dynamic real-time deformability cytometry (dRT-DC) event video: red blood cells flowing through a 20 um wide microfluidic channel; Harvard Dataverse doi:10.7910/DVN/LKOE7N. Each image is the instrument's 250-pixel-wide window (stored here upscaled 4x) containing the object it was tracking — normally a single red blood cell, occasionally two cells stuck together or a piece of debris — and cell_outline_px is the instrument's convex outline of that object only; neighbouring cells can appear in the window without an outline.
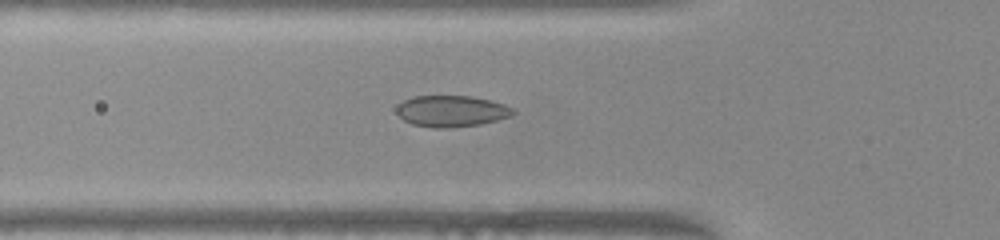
{"species": "common noctule bat (a hibernating species)", "species_latin": "Nyctalus noctula", "temperature_condition": "warm", "stored_images_in_passage": 50, "camera_frame_rate_fps": 3000, "um_per_image_px": 0.085, "animal": {"sex": "female", "body_mass_g": 22.0, "forearm_length_mm": 56.7}, "frame": {"image": 1, "passage_image": 16, "time_ms": 5.0, "image_size_px": [1000, 240], "cell_outline_px": [[516, 112], [512, 116], [480, 124], [448, 128], [432, 128], [412, 124], [404, 120], [396, 112], [396, 108], [404, 100], [412, 96], [468, 96], [488, 100], [504, 104], [512, 108]], "centroid_in_image_um": [38.36, 9.45], "position_along_channel_um": 87.4, "area_um2": 21.15}}
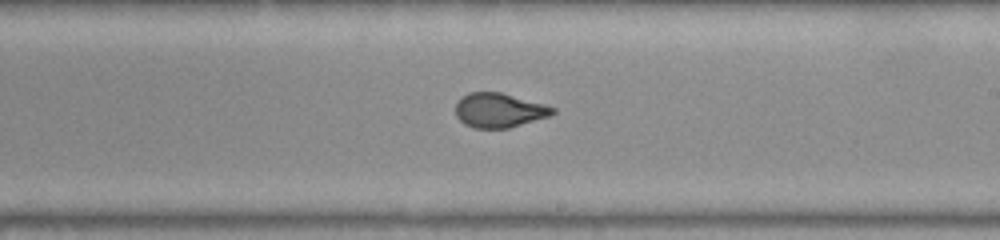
{"frame": {"image": 2, "passage_image": 28, "time_ms": 9.0, "image_size_px": [1000, 240], "cell_outline_px": [[556, 112], [552, 116], [508, 128], [472, 128], [464, 124], [456, 116], [456, 100], [468, 92], [500, 92], [544, 104], [556, 108]], "centroid_in_image_um": [42.42, 9.38], "position_along_channel_um": 246.6, "area_um2": 19.65}}
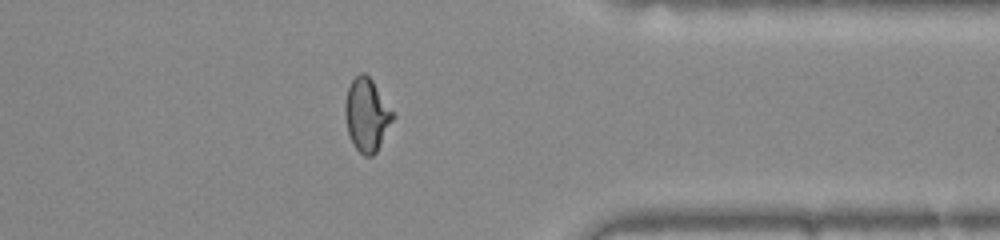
{"frame": {"image": 3, "passage_image": 39, "time_ms": 12.667, "image_size_px": [1000, 240], "cell_outline_px": [[396, 116], [376, 152], [372, 156], [364, 156], [352, 144], [348, 132], [344, 112], [344, 104], [348, 88], [352, 80], [360, 72], [364, 72], [372, 80]], "centroid_in_image_um": [31.17, 9.77], "position_along_channel_um": 380.2, "area_um2": 20.29}, "authors_computed_cell_mechanics": {"area_um2": 20.4901, "velocity_mm_per_s": 3.9707, "shape_relaxation_time_tau1_ms": 4.4137, "shape_relaxation_time_tau2_ms": null, "deformation_change_tau1": 0.1516, "deformation_change_tau2": null}}